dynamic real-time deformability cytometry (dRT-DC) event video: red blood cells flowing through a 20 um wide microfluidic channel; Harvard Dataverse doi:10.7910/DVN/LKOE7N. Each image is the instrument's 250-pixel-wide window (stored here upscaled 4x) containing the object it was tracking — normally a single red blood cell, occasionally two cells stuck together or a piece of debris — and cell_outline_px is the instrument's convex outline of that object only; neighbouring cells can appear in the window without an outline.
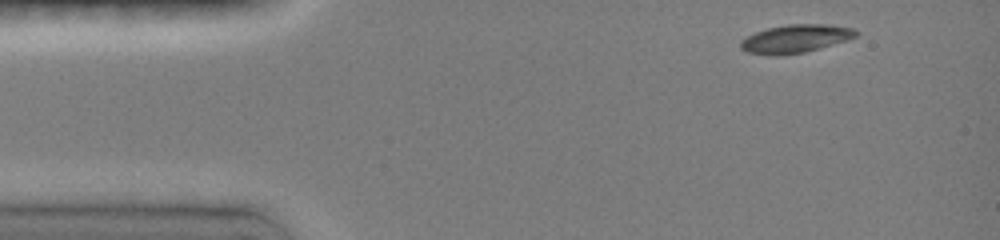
{"species": "common noctule bat (a hibernating species)", "species_latin": "Nyctalus noctula", "temperature_condition": "room temperature", "stored_images_in_passage": 30, "camera_frame_rate_fps": 3000, "um_per_image_px": 0.085, "animal": {"sex": "female", "body_mass_g": 19.0, "forearm_length_mm": 51.5}, "frame": {"image": 1, "passage_image": 1, "time_ms": 0.0, "image_size_px": [1000, 240], "cell_outline_px": [[860, 32], [856, 36], [848, 40], [804, 52], [776, 56], [768, 56], [748, 52], [740, 48], [740, 40], [756, 32], [768, 28], [788, 24], [828, 24], [852, 28]], "centroid_in_image_um": [67.61, 3.29], "position_along_channel_um": 17.4, "area_um2": 18.96}}
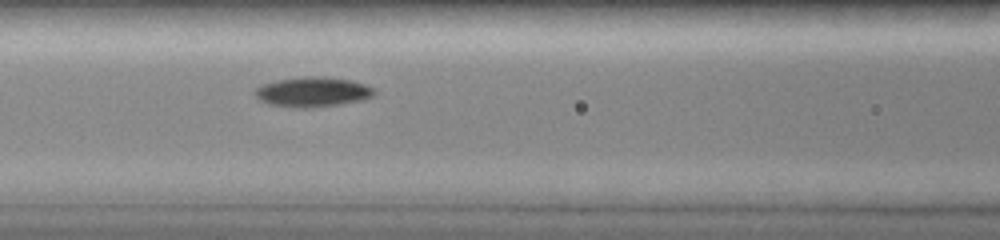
{"frame": {"image": 2, "passage_image": 16, "time_ms": 5.0, "image_size_px": [1000, 240], "cell_outline_px": [[376, 92], [372, 96], [360, 100], [340, 104], [316, 108], [292, 108], [268, 104], [260, 100], [252, 92], [256, 88], [264, 84], [276, 80], [304, 76], [312, 76], [352, 80], [364, 84], [372, 88]], "centroid_in_image_um": [26.53, 7.83], "position_along_channel_um": 140.1, "area_um2": 20.81}}
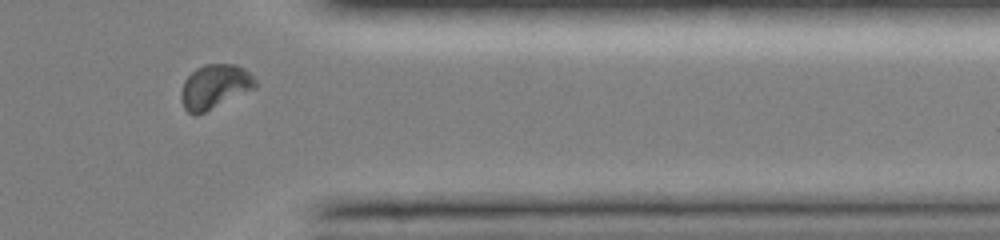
{"frame": {"image": 3, "passage_image": 28, "time_ms": 11.333, "image_size_px": [1000, 240], "cell_outline_px": [[256, 88], [196, 116], [192, 116], [184, 108], [180, 100], [180, 92], [184, 80], [196, 68], [204, 64], [236, 64], [244, 68], [256, 80]], "centroid_in_image_um": [18.22, 7.37], "position_along_channel_um": 393.2, "area_um2": 19.31}, "authors_computed_cell_mechanics": {"area_um2": 19.1607, "velocity_mm_per_s": 4.0172, "shape_relaxation_time_tau1_ms": 2.6138, "shape_relaxation_time_tau2_ms": null, "deformation_change_tau1": 0.143, "deformation_change_tau2": null}}